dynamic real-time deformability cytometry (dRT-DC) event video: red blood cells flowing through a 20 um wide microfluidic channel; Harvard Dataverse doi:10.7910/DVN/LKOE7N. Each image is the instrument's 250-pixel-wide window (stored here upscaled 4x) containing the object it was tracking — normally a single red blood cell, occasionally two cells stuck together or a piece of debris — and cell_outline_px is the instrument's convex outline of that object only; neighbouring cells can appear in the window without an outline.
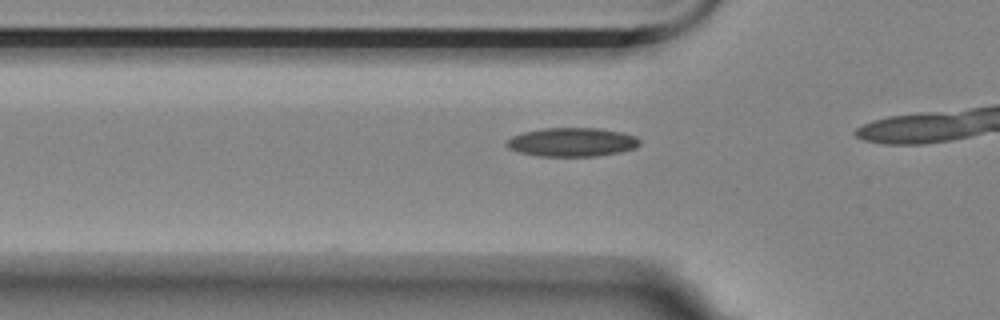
{"species": "Egyptian fruit bat (a non-hibernating species)", "species_latin": "Rousettus aegyptiacus", "temperature_condition": "room temperature", "stored_images_in_passage": 9, "camera_frame_rate_fps": 3000, "um_per_image_px": 0.085, "animal": {"sex": "female"}, "frame": {"image": 1, "passage_image": 4, "time_ms": 1.0, "image_size_px": [1000, 320], "cell_outline_px": [[640, 144], [636, 148], [620, 152], [596, 156], [540, 156], [520, 152], [508, 148], [504, 144], [512, 136], [524, 132], [544, 128], [600, 128], [620, 132], [636, 136], [640, 140]], "centroid_in_image_um": [48.64, 12.08], "position_along_channel_um": 77.2, "area_um2": 22.31}}
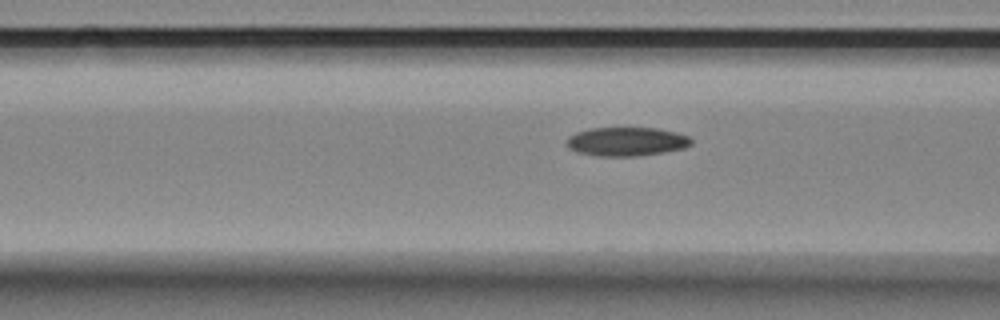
{"frame": {"image": 2, "passage_image": 7, "time_ms": 2.0, "image_size_px": [1000, 320], "cell_outline_px": [[692, 144], [684, 148], [664, 152], [636, 156], [596, 156], [576, 152], [568, 148], [564, 144], [564, 140], [568, 136], [576, 132], [592, 128], [656, 128], [676, 132], [688, 136], [692, 140]], "centroid_in_image_um": [53.2, 12.04], "position_along_channel_um": 113.4, "area_um2": 21.15}}